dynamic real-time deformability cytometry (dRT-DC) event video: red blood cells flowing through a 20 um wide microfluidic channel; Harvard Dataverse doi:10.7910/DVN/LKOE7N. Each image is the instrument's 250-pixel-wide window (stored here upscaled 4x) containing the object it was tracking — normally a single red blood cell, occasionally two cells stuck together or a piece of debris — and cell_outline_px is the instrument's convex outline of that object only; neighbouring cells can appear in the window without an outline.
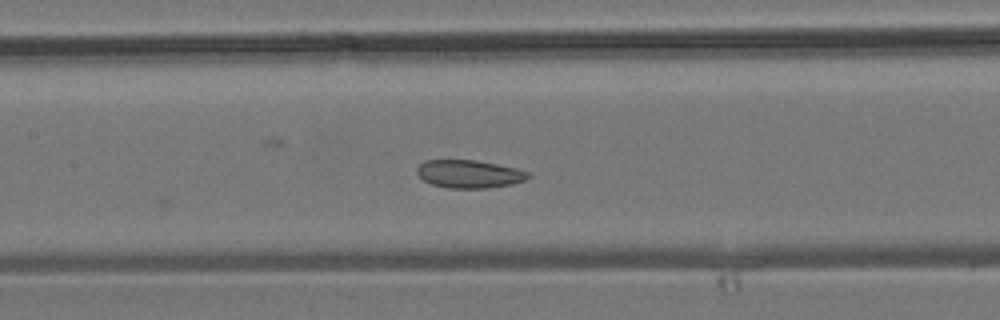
{"species": "common noctule bat (a hibernating species)", "species_latin": "Nyctalus noctula", "temperature_condition": "room temperature", "stored_images_in_passage": 6, "camera_frame_rate_fps": 3000, "um_per_image_px": 0.085, "animal": {"sex": "male", "body_mass_g": 19.2, "forearm_length_mm": 51.8}, "frame": {"image": 1, "passage_image": 6, "time_ms": 5.667, "image_size_px": [1000, 320], "cell_outline_px": [[532, 176], [524, 180], [512, 184], [484, 188], [448, 188], [432, 184], [424, 180], [416, 172], [416, 168], [424, 160], [476, 160], [516, 168], [528, 172]], "centroid_in_image_um": [39.87, 14.78], "position_along_channel_um": 167.5, "area_um2": 18.03}}